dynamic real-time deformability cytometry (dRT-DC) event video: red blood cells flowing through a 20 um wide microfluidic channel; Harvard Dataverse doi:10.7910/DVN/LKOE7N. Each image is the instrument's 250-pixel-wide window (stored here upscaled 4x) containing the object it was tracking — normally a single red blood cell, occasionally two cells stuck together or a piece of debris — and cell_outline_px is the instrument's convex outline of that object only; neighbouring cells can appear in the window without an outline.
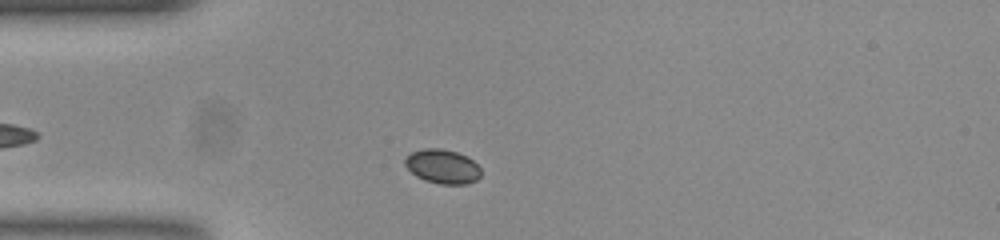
{"species": "common noctule bat (a hibernating species)", "species_latin": "Nyctalus noctula", "temperature_condition": "room temperature", "stored_images_in_passage": 46, "camera_frame_rate_fps": 3000, "um_per_image_px": 0.085, "animal": {"sex": "female", "body_mass_g": 23.0, "forearm_length_mm": 53.4}, "frame": {"image": 1, "passage_image": 5, "time_ms": 1.333, "image_size_px": [1000, 240], "cell_outline_px": [[480, 176], [476, 180], [468, 184], [440, 184], [424, 180], [416, 176], [404, 164], [404, 160], [412, 152], [424, 148], [440, 148], [456, 152], [468, 156], [480, 168]], "centroid_in_image_um": [37.62, 14.15], "position_along_channel_um": 47.4, "area_um2": 15.09}}
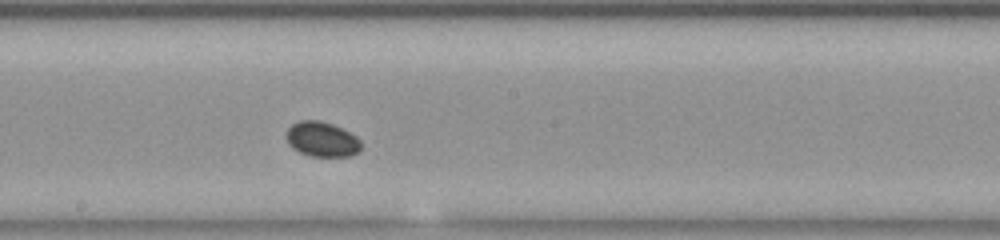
{"frame": {"image": 2, "passage_image": 20, "time_ms": 6.333, "image_size_px": [1000, 240], "cell_outline_px": [[360, 152], [348, 156], [308, 156], [292, 148], [288, 144], [288, 128], [292, 124], [300, 120], [320, 120], [332, 124], [356, 136], [360, 140]], "centroid_in_image_um": [27.36, 11.84], "position_along_channel_um": 220.8, "area_um2": 15.09}}
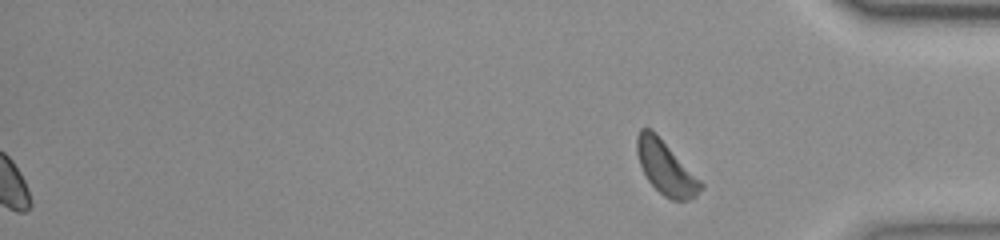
{"frame": {"image": 3, "passage_image": 46, "time_ms": 15.0, "image_size_px": [1000, 240], "cell_outline_px": [[704, 188], [696, 196], [688, 200], [672, 200], [664, 196], [648, 180], [640, 164], [636, 152], [636, 136], [640, 128], [652, 128], [704, 184]], "centroid_in_image_um": [56.59, 14.24], "position_along_channel_um": 378.6, "area_um2": 19.83}, "authors_computed_cell_mechanics": {"area_um2": 15.0569, "velocity_mm_per_s": 3.7426, "shape_relaxation_time_tau1_ms": null, "shape_relaxation_time_tau2_ms": 6.5657, "deformation_change_tau1": null, "deformation_change_tau2": 0.0358}}